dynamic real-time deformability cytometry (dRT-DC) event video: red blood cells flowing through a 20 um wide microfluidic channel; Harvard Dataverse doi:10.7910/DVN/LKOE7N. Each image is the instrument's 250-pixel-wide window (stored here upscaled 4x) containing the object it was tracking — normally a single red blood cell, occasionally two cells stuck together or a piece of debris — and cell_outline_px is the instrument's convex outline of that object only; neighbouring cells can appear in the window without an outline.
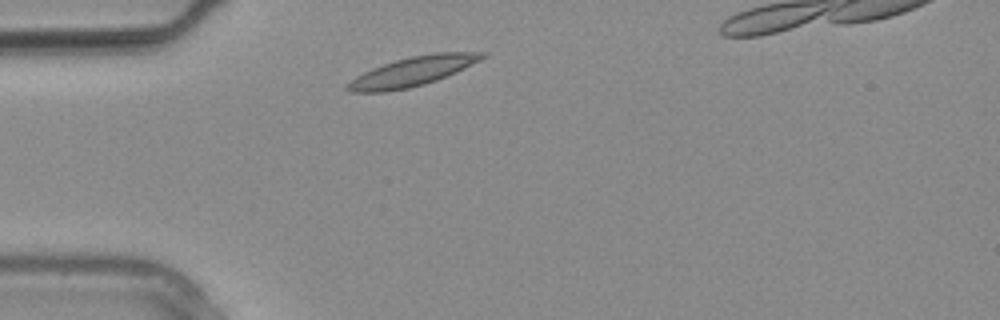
{"species": "common noctule bat (a hibernating species)", "species_latin": "Nyctalus noctula", "temperature_condition": "warm", "stored_images_in_passage": 4, "camera_frame_rate_fps": 3000, "um_per_image_px": 0.085, "animal": {"sex": "male", "body_mass_g": 20.4}, "frame": {"image": 1, "passage_image": 3, "time_ms": 0.667, "image_size_px": [1000, 320], "cell_outline_px": [[488, 56], [456, 72], [436, 80], [424, 84], [408, 88], [384, 92], [352, 92], [344, 88], [344, 84], [356, 76], [372, 68], [396, 60], [412, 56], [432, 52], [488, 52]], "centroid_in_image_um": [35.05, 6.07], "position_along_channel_um": 49.9, "area_um2": 23.0}}